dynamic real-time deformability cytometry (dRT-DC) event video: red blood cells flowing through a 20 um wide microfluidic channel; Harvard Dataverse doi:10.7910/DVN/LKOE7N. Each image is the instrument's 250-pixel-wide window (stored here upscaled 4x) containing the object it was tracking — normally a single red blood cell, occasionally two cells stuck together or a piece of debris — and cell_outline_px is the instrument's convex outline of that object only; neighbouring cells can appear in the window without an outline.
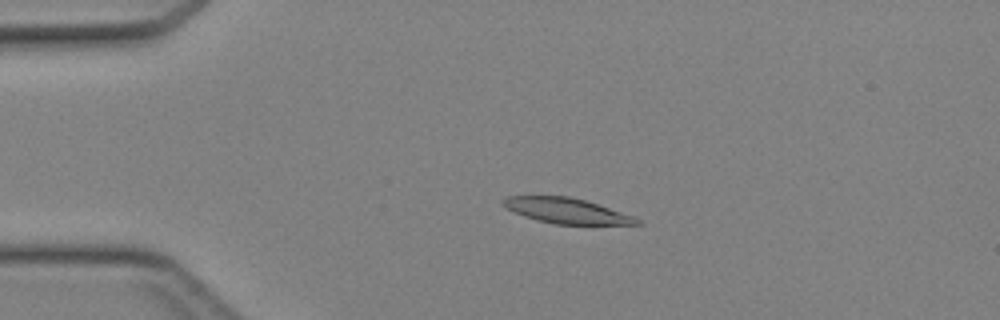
{"species": "Egyptian fruit bat (a non-hibernating species)", "species_latin": "Rousettus aegyptiacus", "temperature_condition": "cold", "stored_images_in_passage": 46, "camera_frame_rate_fps": 3000, "um_per_image_px": 0.085, "animal": {"sex": "female"}, "frame": {"image": 1, "passage_image": 11, "time_ms": 3.333, "image_size_px": [1000, 320], "cell_outline_px": [[644, 224], [556, 224], [536, 220], [524, 216], [504, 208], [500, 204], [500, 200], [508, 196], [568, 196], [584, 200], [632, 216], [640, 220]], "centroid_in_image_um": [48.05, 17.91], "position_along_channel_um": 36.9, "area_um2": 19.54}}
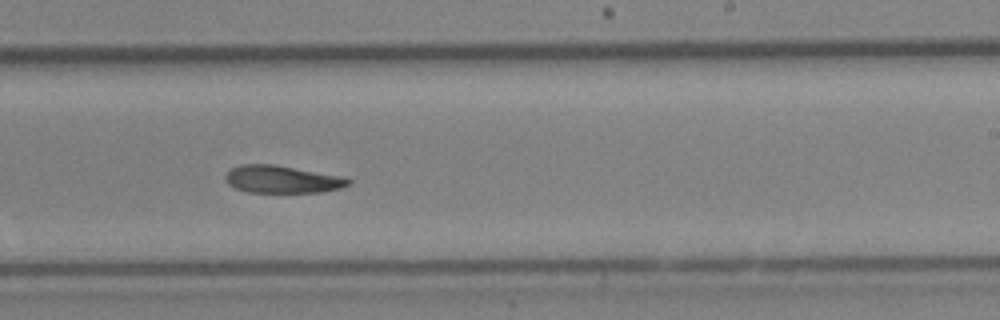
{"frame": {"image": 2, "passage_image": 29, "time_ms": 9.333, "image_size_px": [1000, 320], "cell_outline_px": [[352, 184], [340, 188], [320, 192], [248, 192], [236, 188], [228, 184], [224, 180], [224, 176], [232, 168], [240, 164], [272, 164], [344, 176], [352, 180]], "centroid_in_image_um": [24.0, 15.24], "position_along_channel_um": 265.0, "area_um2": 19.77}}
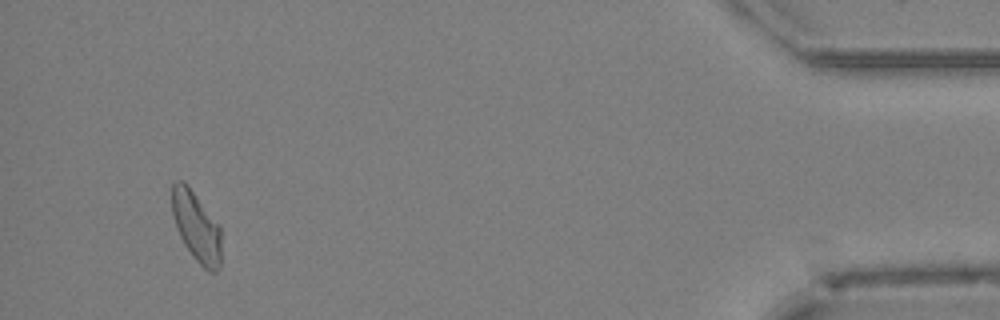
{"frame": {"image": 3, "passage_image": 44, "time_ms": 14.333, "image_size_px": [1000, 320], "cell_outline_px": [[220, 264], [216, 272], [208, 272], [196, 260], [184, 244], [176, 228], [172, 216], [172, 184], [176, 180], [180, 180], [192, 192], [220, 224]], "centroid_in_image_um": [16.69, 19.3], "position_along_channel_um": 418.5, "area_um2": 19.77}}